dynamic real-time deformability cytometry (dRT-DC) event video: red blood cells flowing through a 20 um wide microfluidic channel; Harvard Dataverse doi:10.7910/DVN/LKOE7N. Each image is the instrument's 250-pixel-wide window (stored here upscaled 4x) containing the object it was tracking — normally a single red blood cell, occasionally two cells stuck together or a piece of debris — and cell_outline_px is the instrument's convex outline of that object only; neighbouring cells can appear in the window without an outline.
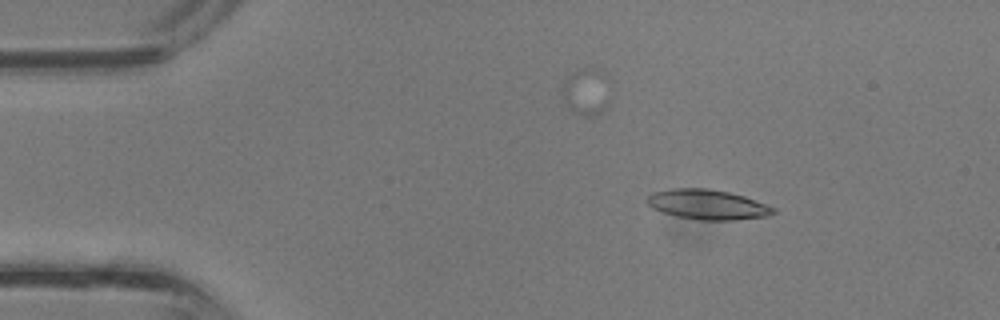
{"species": "common noctule bat (a hibernating species)", "species_latin": "Nyctalus noctula", "temperature_condition": "room temperature", "stored_images_in_passage": 37, "camera_frame_rate_fps": 3000, "um_per_image_px": 0.085, "animal": {"sex": "male", "body_mass_g": 13.3}, "frame": {"image": 1, "passage_image": 5, "time_ms": 1.333, "image_size_px": [1000, 320], "cell_outline_px": [[776, 212], [768, 216], [736, 220], [700, 220], [676, 216], [652, 208], [644, 200], [652, 192], [672, 188], [708, 188], [728, 192], [744, 196], [776, 208]], "centroid_in_image_um": [60.13, 17.38], "position_along_channel_um": 24.9, "area_um2": 22.08}}
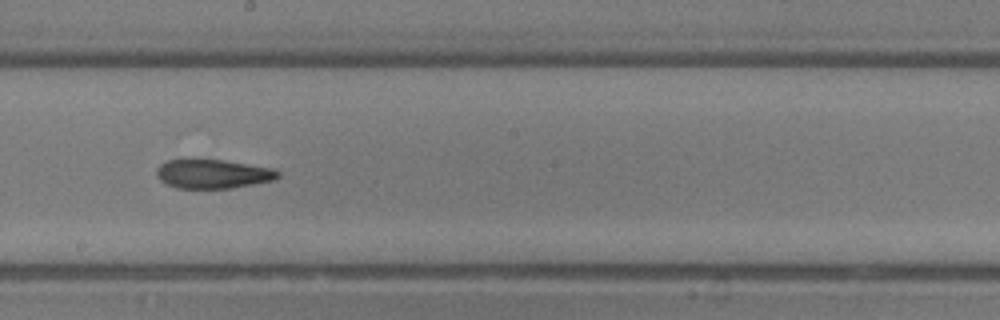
{"frame": {"image": 2, "passage_image": 20, "time_ms": 6.333, "image_size_px": [1000, 320], "cell_outline_px": [[280, 176], [276, 180], [232, 188], [176, 188], [164, 184], [156, 176], [156, 168], [160, 164], [168, 160], [224, 160], [276, 168], [280, 172]], "centroid_in_image_um": [18.13, 14.79], "position_along_channel_um": 230.1, "area_um2": 20.81}}
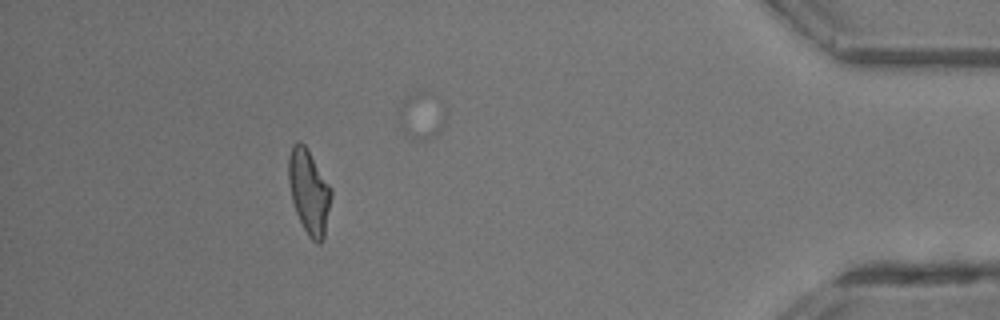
{"frame": {"image": 3, "passage_image": 33, "time_ms": 10.667, "image_size_px": [1000, 320], "cell_outline_px": [[332, 196], [324, 240], [320, 244], [316, 244], [308, 236], [296, 212], [292, 200], [288, 180], [288, 156], [292, 144], [296, 140], [300, 140], [308, 148], [332, 188]], "centroid_in_image_um": [26.27, 16.27], "position_along_channel_um": 408.9, "area_um2": 21.44}}